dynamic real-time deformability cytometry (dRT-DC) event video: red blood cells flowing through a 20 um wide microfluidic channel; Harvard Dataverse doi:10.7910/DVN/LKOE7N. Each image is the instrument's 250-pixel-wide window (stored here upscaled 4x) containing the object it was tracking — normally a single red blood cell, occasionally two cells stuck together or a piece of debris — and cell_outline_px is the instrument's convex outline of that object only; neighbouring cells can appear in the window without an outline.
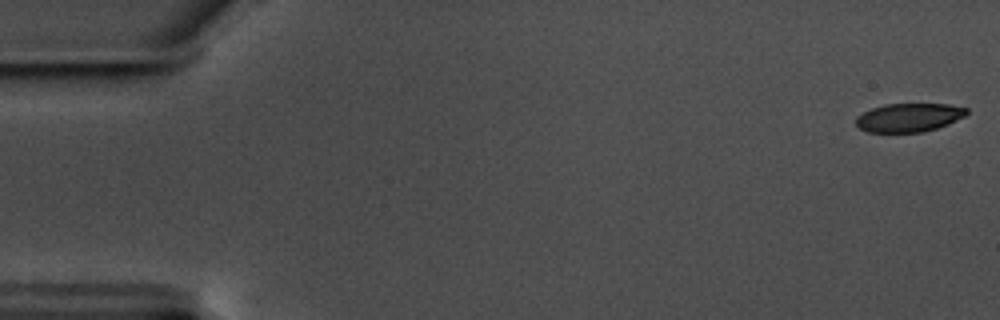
{"species": "common noctule bat (a hibernating species)", "species_latin": "Nyctalus noctula", "temperature_condition": "warm", "stored_images_in_passage": 58, "camera_frame_rate_fps": 3000, "um_per_image_px": 0.085, "animal": {"sex": "male", "body_mass_g": 17.5, "forearm_length_mm": 52.3}, "frame": {"image": 1, "passage_image": 1, "time_ms": 0.0, "image_size_px": [1000, 320], "cell_outline_px": [[968, 112], [964, 116], [948, 124], [924, 132], [868, 132], [860, 128], [856, 124], [856, 116], [872, 108], [884, 104], [948, 104], [968, 108]], "centroid_in_image_um": [77.26, 9.98], "position_along_channel_um": 7.7, "area_um2": 18.38}}
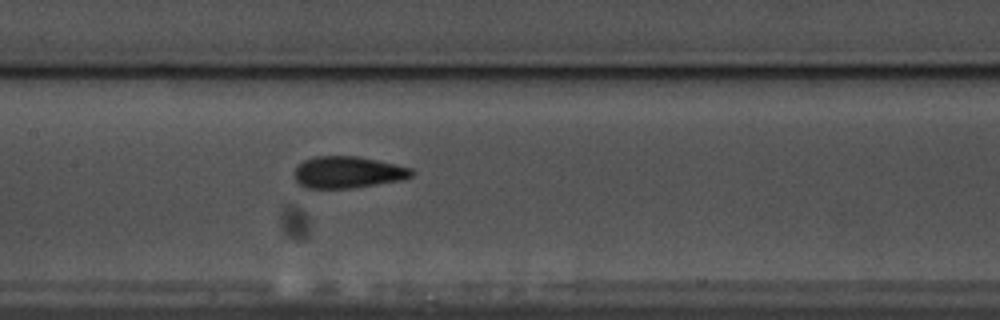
{"frame": {"image": 2, "passage_image": 28, "time_ms": 9.0, "image_size_px": [1000, 320], "cell_outline_px": [[416, 172], [412, 176], [400, 180], [352, 188], [304, 188], [296, 184], [296, 168], [304, 160], [316, 156], [356, 156], [376, 160], [412, 168]], "centroid_in_image_um": [29.56, 14.65], "position_along_channel_um": 177.8, "area_um2": 21.56}}
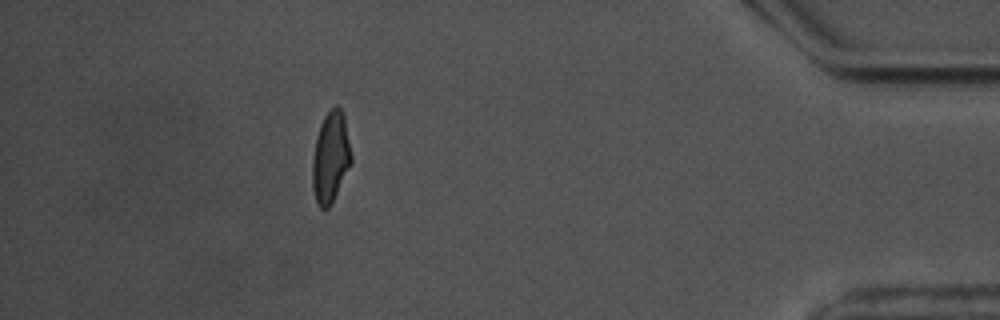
{"frame": {"image": 3, "passage_image": 52, "time_ms": 17.0, "image_size_px": [1000, 320], "cell_outline_px": [[352, 164], [328, 208], [320, 208], [316, 200], [312, 184], [312, 164], [316, 136], [320, 124], [324, 116], [336, 104], [340, 108], [344, 116], [352, 156]], "centroid_in_image_um": [28.1, 13.35], "position_along_channel_um": 407.1, "area_um2": 20.46}, "authors_computed_cell_mechanics": {"area_um2": 20.6924, "velocity_mm_per_s": 3.5187, "shape_relaxation_time_tau1_ms": 6.4264, "shape_relaxation_time_tau2_ms": 1.4827, "deformation_change_tau1": 0.1753, "deformation_change_tau2": 0.0956}}